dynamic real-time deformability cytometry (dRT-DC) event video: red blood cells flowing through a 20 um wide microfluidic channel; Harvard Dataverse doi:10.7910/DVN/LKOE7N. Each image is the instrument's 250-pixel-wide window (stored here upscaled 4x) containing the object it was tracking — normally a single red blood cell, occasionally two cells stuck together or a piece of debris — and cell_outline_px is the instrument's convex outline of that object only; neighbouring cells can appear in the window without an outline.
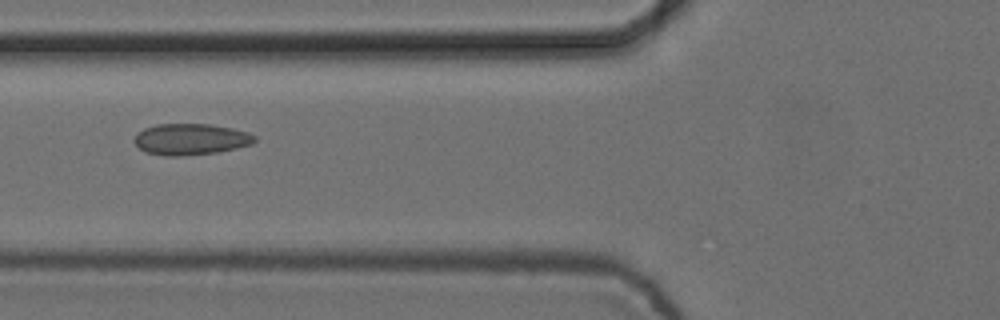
{"species": "common noctule bat (a hibernating species)", "species_latin": "Nyctalus noctula", "temperature_condition": "cold", "stored_images_in_passage": 7, "camera_frame_rate_fps": 3000, "um_per_image_px": 0.085, "animal": {"sex": "female", "body_mass_g": 24.6, "forearm_length_mm": 56.2}, "frame": {"image": 1, "passage_image": 5, "time_ms": 1.333, "image_size_px": [1000, 320], "cell_outline_px": [[256, 140], [252, 144], [220, 152], [180, 156], [164, 156], [144, 152], [132, 140], [144, 128], [156, 124], [208, 124], [232, 128], [248, 132], [256, 136]], "centroid_in_image_um": [16.22, 11.84], "position_along_channel_um": 109.6, "area_um2": 22.02}}
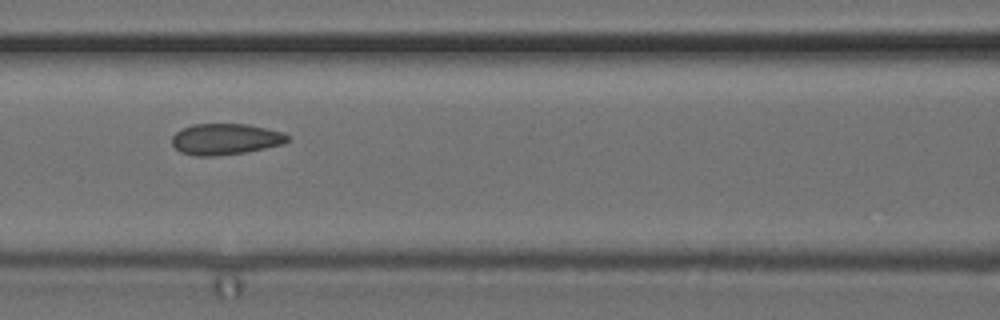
{"frame": {"image": 2, "passage_image": 6, "time_ms": 1.667, "image_size_px": [1000, 320], "cell_outline_px": [[288, 140], [284, 144], [248, 152], [216, 156], [196, 156], [180, 152], [172, 144], [172, 136], [176, 132], [192, 124], [248, 124], [284, 132], [288, 136]], "centroid_in_image_um": [19.18, 11.83], "position_along_channel_um": 147.4, "area_um2": 21.1}}
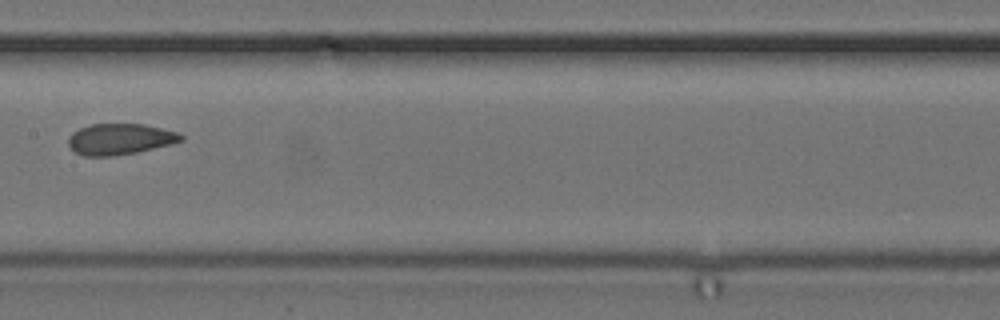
{"frame": {"image": 3, "passage_image": 7, "time_ms": 2.0, "image_size_px": [1000, 320], "cell_outline_px": [[184, 140], [172, 144], [136, 152], [112, 156], [84, 156], [76, 152], [68, 144], [68, 136], [72, 132], [80, 128], [92, 124], [144, 124], [176, 132], [184, 136]], "centroid_in_image_um": [10.19, 11.82], "position_along_channel_um": 197.2, "area_um2": 20.29}}